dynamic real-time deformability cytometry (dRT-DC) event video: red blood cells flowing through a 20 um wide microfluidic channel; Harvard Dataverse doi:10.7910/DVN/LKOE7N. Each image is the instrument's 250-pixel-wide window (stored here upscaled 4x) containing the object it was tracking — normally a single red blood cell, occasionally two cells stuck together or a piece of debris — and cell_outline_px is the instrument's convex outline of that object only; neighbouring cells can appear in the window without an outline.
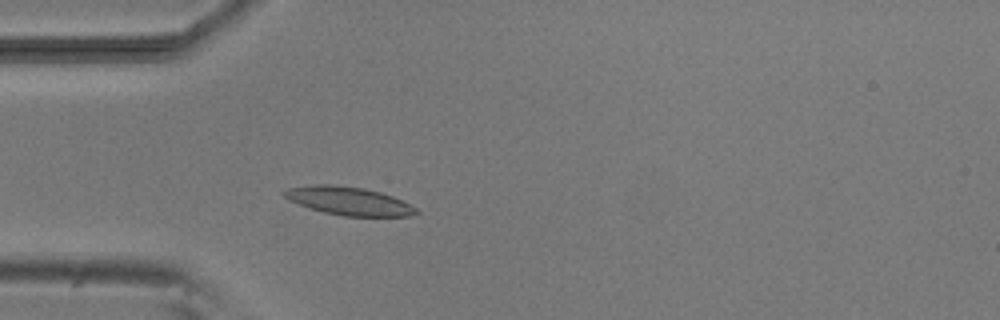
{"species": "common noctule bat (a hibernating species)", "species_latin": "Nyctalus noctula", "temperature_condition": "room temperature", "stored_images_in_passage": 4, "camera_frame_rate_fps": 3000, "um_per_image_px": 0.085, "animal": {"sex": "male", "body_mass_g": 20.5, "forearm_length_mm": 52.5}, "frame": {"image": 1, "passage_image": 4, "time_ms": 3.667, "image_size_px": [1000, 320], "cell_outline_px": [[420, 212], [408, 216], [344, 216], [324, 212], [308, 208], [288, 200], [280, 192], [288, 188], [316, 184], [332, 184], [364, 188], [380, 192], [392, 196], [416, 208]], "centroid_in_image_um": [29.59, 17.08], "position_along_channel_um": 55.4, "area_um2": 21.68}}